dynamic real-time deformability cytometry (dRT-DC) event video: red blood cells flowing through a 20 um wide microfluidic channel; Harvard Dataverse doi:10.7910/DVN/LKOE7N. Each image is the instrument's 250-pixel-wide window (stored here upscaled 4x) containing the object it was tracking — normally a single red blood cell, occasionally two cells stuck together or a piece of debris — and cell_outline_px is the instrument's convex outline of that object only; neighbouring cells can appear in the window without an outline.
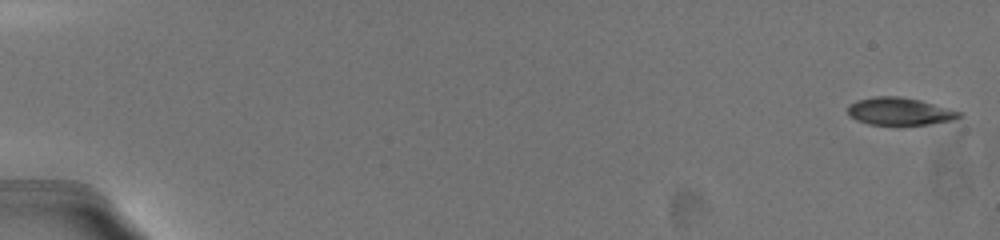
{"species": "common noctule bat (a hibernating species)", "species_latin": "Nyctalus noctula", "temperature_condition": "warm", "stored_images_in_passage": 44, "camera_frame_rate_fps": 3000, "um_per_image_px": 0.085, "animal": {"sex": "female", "body_mass_g": 19.5, "forearm_length_mm": 54.1}, "frame": {"image": 1, "passage_image": 1, "time_ms": 0.0, "image_size_px": [1000, 240], "cell_outline_px": [[964, 112], [960, 116], [952, 120], [928, 124], [900, 128], [868, 124], [856, 120], [848, 116], [848, 104], [856, 100], [872, 96], [900, 96], [920, 100]], "centroid_in_image_um": [76.43, 9.5], "position_along_channel_um": 8.6, "area_um2": 18.79}}
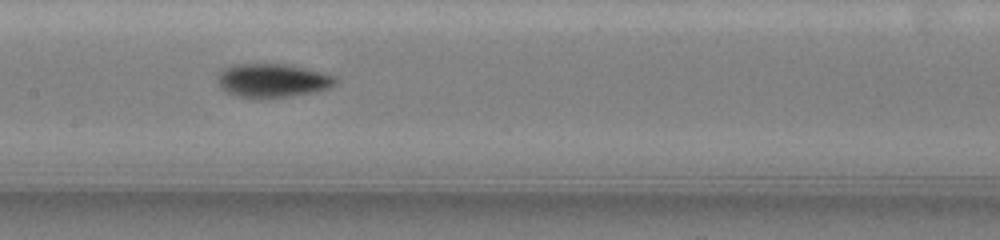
{"frame": {"image": 2, "passage_image": 23, "time_ms": 10.0, "image_size_px": [1000, 240], "cell_outline_px": [[336, 80], [328, 88], [316, 92], [292, 96], [264, 100], [252, 100], [236, 96], [224, 92], [220, 88], [216, 76], [224, 68], [236, 64], [284, 64], [320, 72], [336, 76]], "centroid_in_image_um": [23.08, 6.89], "position_along_channel_um": 184.3, "area_um2": 23.58}}
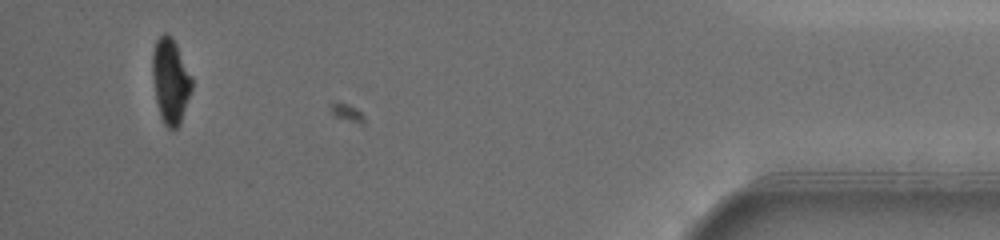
{"frame": {"image": 3, "passage_image": 42, "time_ms": 18.333, "image_size_px": [1000, 240], "cell_outline_px": [[192, 88], [180, 124], [176, 128], [168, 128], [164, 124], [160, 116], [156, 100], [152, 76], [152, 52], [156, 40], [164, 32], [168, 32], [172, 36], [192, 76]], "centroid_in_image_um": [14.48, 6.84], "position_along_channel_um": 420.7, "area_um2": 19.59}, "authors_computed_cell_mechanics": {"area_um2": 19.9699, "velocity_mm_per_s": 3.6396, "shape_relaxation_time_tau1_ms": 4.4722, "shape_relaxation_time_tau2_ms": 1.9872, "deformation_change_tau1": 0.1727, "deformation_change_tau2": 0.0596}}